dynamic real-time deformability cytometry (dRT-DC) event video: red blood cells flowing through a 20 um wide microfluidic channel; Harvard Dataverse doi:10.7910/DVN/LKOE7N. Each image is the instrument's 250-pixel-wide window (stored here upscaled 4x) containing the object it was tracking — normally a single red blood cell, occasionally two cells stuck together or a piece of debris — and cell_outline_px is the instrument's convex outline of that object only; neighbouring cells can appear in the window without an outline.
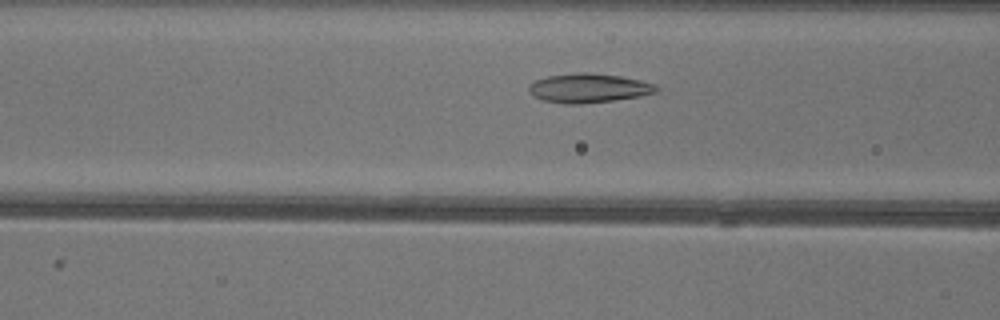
{"species": "common noctule bat (a hibernating species)", "species_latin": "Nyctalus noctula", "temperature_condition": "warm", "stored_images_in_passage": 36, "camera_frame_rate_fps": 3000, "um_per_image_px": 0.085, "animal": {"sex": "female"}, "frame": {"image": 1, "passage_image": 15, "time_ms": 4.667, "image_size_px": [1000, 320], "cell_outline_px": [[660, 88], [656, 92], [640, 96], [616, 100], [580, 104], [564, 104], [544, 100], [532, 96], [528, 92], [528, 84], [536, 80], [548, 76], [580, 72], [588, 72], [620, 76], [656, 84]], "centroid_in_image_um": [50.02, 7.49], "position_along_channel_um": 116.6, "area_um2": 21.79}}
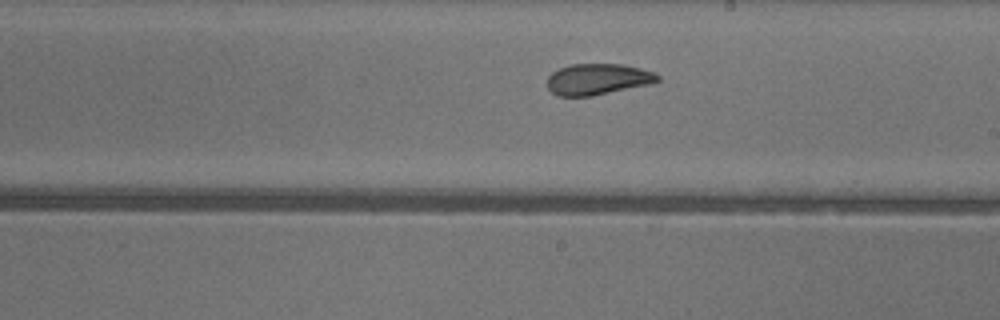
{"frame": {"image": 2, "passage_image": 24, "time_ms": 7.667, "image_size_px": [1000, 320], "cell_outline_px": [[660, 80], [652, 84], [592, 96], [556, 96], [548, 88], [548, 76], [552, 72], [560, 68], [572, 64], [620, 64], [640, 68], [652, 72], [660, 76]], "centroid_in_image_um": [50.81, 6.74], "position_along_channel_um": 238.2, "area_um2": 20.06}}
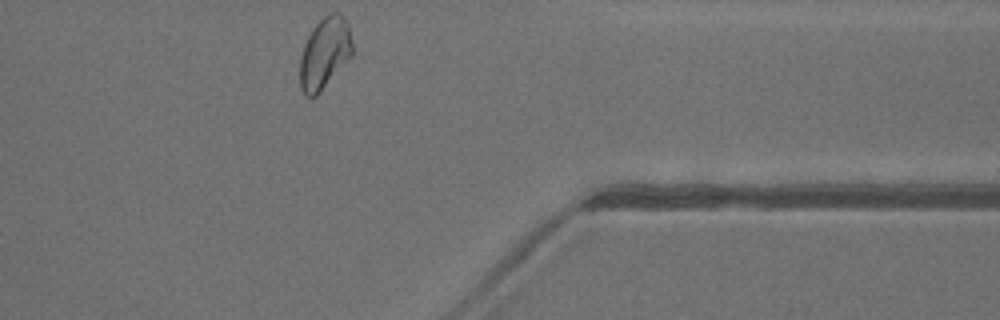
{"frame": {"image": 3, "passage_image": 36, "time_ms": 11.667, "image_size_px": [1000, 320], "cell_outline_px": [[352, 56], [320, 92], [316, 96], [304, 96], [300, 88], [300, 56], [304, 44], [312, 28], [328, 12], [340, 12], [344, 16], [348, 24], [352, 44]], "centroid_in_image_um": [27.59, 4.51], "position_along_channel_um": 383.8, "area_um2": 21.96}, "authors_computed_cell_mechanics": {"area_um2": 21.2415, "velocity_mm_per_s": 4.0584, "shape_relaxation_time_tau1_ms": 6.7761, "shape_relaxation_time_tau2_ms": 1.5713, "deformation_change_tau1": 0.1814, "deformation_change_tau2": 0.0722}}